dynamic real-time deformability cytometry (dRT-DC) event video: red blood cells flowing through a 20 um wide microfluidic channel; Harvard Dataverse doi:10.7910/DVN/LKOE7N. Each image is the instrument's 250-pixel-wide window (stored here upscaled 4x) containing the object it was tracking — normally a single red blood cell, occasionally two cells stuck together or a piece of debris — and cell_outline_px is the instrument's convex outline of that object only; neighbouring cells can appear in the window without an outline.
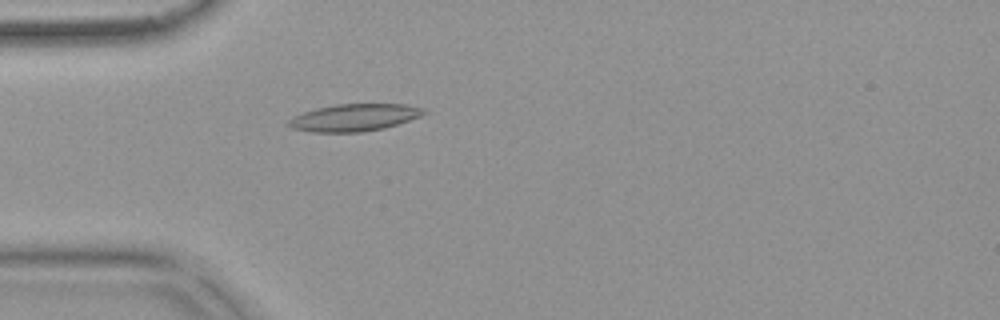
{"species": "common noctule bat (a hibernating species)", "species_latin": "Nyctalus noctula", "temperature_condition": "warm", "stored_images_in_passage": 24, "camera_frame_rate_fps": 3000, "um_per_image_px": 0.085, "animal": {"sex": "female", "body_mass_g": 18.4}, "frame": {"image": 1, "passage_image": 1, "time_ms": 0.0, "image_size_px": [1000, 320], "cell_outline_px": [[428, 112], [420, 116], [384, 128], [364, 132], [312, 132], [292, 128], [288, 124], [288, 120], [304, 112], [316, 108], [336, 104], [404, 104], [424, 108]], "centroid_in_image_um": [30.13, 9.99], "position_along_channel_um": 54.9, "area_um2": 21.27}}
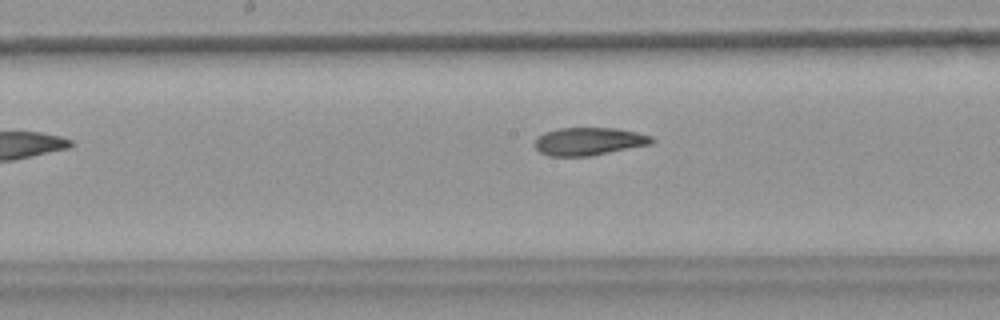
{"frame": {"image": 2, "passage_image": 13, "time_ms": 4.0, "image_size_px": [1000, 320], "cell_outline_px": [[656, 140], [652, 144], [588, 156], [548, 156], [540, 152], [532, 144], [536, 136], [544, 132], [560, 128], [616, 128], [636, 132], [652, 136]], "centroid_in_image_um": [50.02, 12.01], "position_along_channel_um": 198.2, "area_um2": 19.13}}
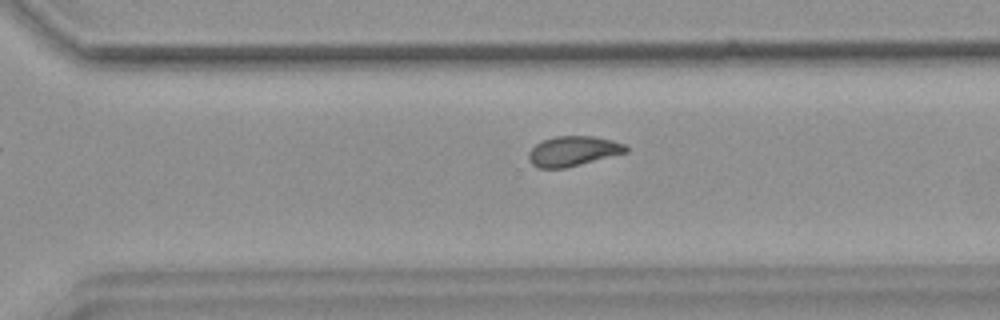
{"frame": {"image": 3, "passage_image": 19, "time_ms": 6.0, "image_size_px": [1000, 320], "cell_outline_px": [[628, 152], [564, 168], [536, 168], [528, 160], [528, 152], [540, 140], [556, 136], [592, 136], [612, 140], [624, 144], [628, 148]], "centroid_in_image_um": [48.67, 12.84], "position_along_channel_um": 321.9, "area_um2": 16.99}}